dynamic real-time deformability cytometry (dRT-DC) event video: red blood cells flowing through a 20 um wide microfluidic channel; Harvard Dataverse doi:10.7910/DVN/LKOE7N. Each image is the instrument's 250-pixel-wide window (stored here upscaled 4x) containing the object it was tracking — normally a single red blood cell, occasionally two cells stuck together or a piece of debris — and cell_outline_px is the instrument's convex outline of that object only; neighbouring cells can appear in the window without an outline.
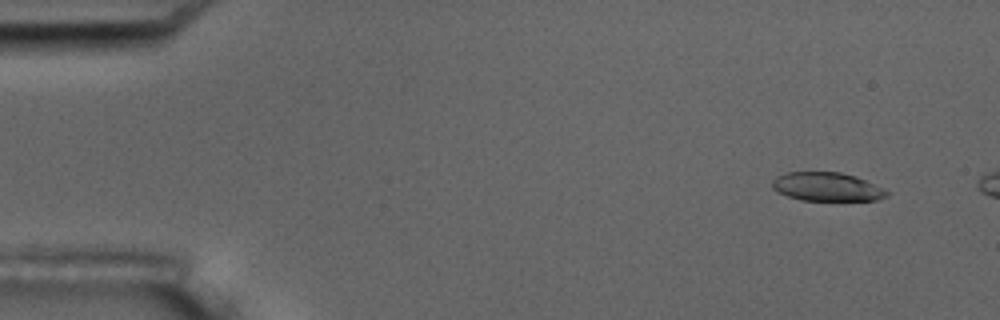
{"species": "common noctule bat (a hibernating species)", "species_latin": "Nyctalus noctula", "temperature_condition": "room temperature", "stored_images_in_passage": 4, "camera_frame_rate_fps": 3000, "um_per_image_px": 0.085, "animal": {"sex": "male", "body_mass_g": 17.5, "forearm_length_mm": 52.3}, "frame": {"image": 1, "passage_image": 2, "time_ms": 1.333, "image_size_px": [1000, 320], "cell_outline_px": [[888, 196], [876, 200], [800, 200], [788, 196], [772, 188], [772, 180], [776, 176], [788, 172], [840, 172], [856, 176], [888, 192]], "centroid_in_image_um": [70.24, 15.87], "position_along_channel_um": 14.8, "area_um2": 18.84}}